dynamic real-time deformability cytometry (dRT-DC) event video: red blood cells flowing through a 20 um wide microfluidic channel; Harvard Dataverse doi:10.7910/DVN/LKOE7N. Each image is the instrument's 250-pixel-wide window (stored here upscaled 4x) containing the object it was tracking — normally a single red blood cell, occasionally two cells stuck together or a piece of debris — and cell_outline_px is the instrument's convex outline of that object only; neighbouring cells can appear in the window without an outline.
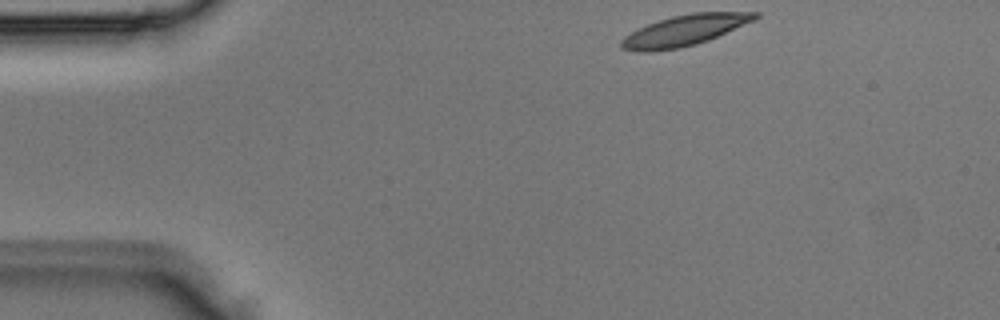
{"species": "Egyptian fruit bat (a non-hibernating species)", "species_latin": "Rousettus aegyptiacus", "temperature_condition": "room temperature", "stored_images_in_passage": 2, "camera_frame_rate_fps": 3000, "um_per_image_px": 0.085, "animal": {"sex": "male"}, "frame": {"image": 1, "passage_image": 1, "time_ms": 0.0, "image_size_px": [1000, 320], "cell_outline_px": [[760, 16], [756, 20], [708, 40], [696, 44], [680, 48], [648, 52], [644, 52], [620, 48], [620, 40], [624, 36], [648, 24], [672, 16], [692, 12], [760, 12]], "centroid_in_image_um": [58.22, 2.58], "position_along_channel_um": 26.8, "area_um2": 23.93}}